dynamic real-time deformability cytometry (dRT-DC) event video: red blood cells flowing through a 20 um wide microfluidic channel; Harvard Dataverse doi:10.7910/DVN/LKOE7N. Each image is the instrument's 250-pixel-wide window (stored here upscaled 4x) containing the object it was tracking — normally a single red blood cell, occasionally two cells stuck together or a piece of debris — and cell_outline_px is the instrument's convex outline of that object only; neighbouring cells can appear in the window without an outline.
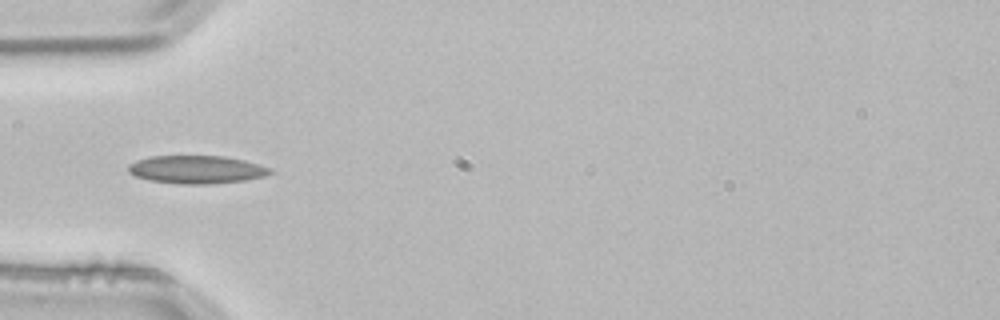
{"species": "common noctule bat (a hibernating species)", "species_latin": "Nyctalus noctula", "temperature_condition": "room temperature", "stored_images_in_passage": 3, "camera_frame_rate_fps": 3000, "um_per_image_px": 0.085, "animal": {"sex": "male", "body_mass_g": 21.5, "forearm_length_mm": 52.0}, "frame": {"image": 1, "passage_image": 3, "time_ms": 0.667, "image_size_px": [1000, 320], "cell_outline_px": [[272, 172], [264, 176], [244, 180], [208, 184], [180, 184], [148, 180], [136, 176], [128, 172], [128, 164], [136, 160], [148, 156], [224, 156], [244, 160], [272, 168]], "centroid_in_image_um": [16.67, 14.4], "position_along_channel_um": 68.3, "area_um2": 23.18}}